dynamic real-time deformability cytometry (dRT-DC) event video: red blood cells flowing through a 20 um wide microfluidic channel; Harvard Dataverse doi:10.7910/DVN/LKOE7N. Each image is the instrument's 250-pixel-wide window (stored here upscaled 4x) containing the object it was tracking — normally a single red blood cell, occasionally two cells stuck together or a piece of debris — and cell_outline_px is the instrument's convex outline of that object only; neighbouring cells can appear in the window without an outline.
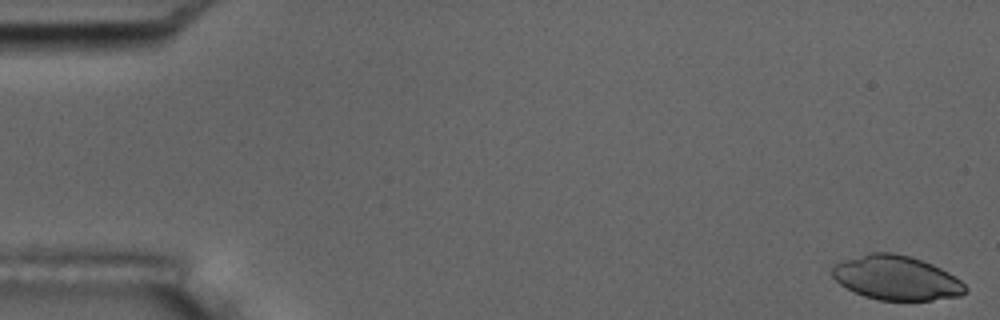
{"species": "common noctule bat (a hibernating species)", "species_latin": "Nyctalus noctula", "temperature_condition": "room temperature", "stored_images_in_passage": 54, "camera_frame_rate_fps": 3000, "um_per_image_px": 0.085, "animal": {"sex": "male", "body_mass_g": 17.5, "forearm_length_mm": 52.3}, "frame": {"image": 1, "passage_image": 1, "time_ms": 0.0, "image_size_px": [1000, 320], "cell_outline_px": [[968, 288], [960, 296], [932, 300], [876, 300], [864, 296], [840, 284], [832, 276], [832, 268], [836, 264], [844, 260], [868, 252], [892, 252], [908, 256], [932, 264], [948, 272], [960, 280]], "centroid_in_image_um": [76.19, 23.62], "position_along_channel_um": 8.8, "area_um2": 34.16}}